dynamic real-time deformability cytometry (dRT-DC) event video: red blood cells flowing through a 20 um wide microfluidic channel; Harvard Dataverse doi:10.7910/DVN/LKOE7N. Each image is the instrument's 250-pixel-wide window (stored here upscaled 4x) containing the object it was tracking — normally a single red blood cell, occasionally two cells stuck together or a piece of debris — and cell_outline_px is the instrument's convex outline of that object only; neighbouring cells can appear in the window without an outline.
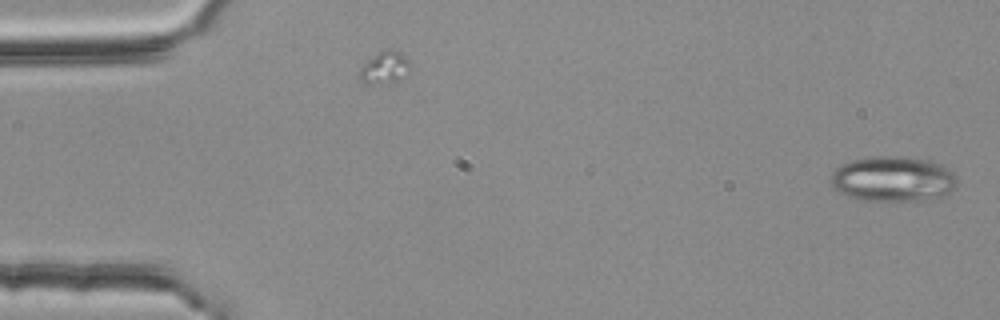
{"species": "common noctule bat (a hibernating species)", "species_latin": "Nyctalus noctula", "temperature_condition": "room temperature", "stored_images_in_passage": 6, "camera_frame_rate_fps": 3000, "um_per_image_px": 0.085, "animal": {"sex": "female", "body_mass_g": 25.1}, "frame": {"image": 1, "passage_image": 1, "time_ms": 0.0, "image_size_px": [1000, 320], "cell_outline_px": [[956, 188], [952, 192], [940, 196], [920, 200], [864, 200], [848, 196], [840, 192], [832, 184], [832, 172], [836, 168], [852, 160], [872, 156], [900, 156], [932, 160], [948, 168], [952, 172], [956, 180]], "centroid_in_image_um": [75.94, 15.19], "position_along_channel_um": 9.1, "area_um2": 33.06}}